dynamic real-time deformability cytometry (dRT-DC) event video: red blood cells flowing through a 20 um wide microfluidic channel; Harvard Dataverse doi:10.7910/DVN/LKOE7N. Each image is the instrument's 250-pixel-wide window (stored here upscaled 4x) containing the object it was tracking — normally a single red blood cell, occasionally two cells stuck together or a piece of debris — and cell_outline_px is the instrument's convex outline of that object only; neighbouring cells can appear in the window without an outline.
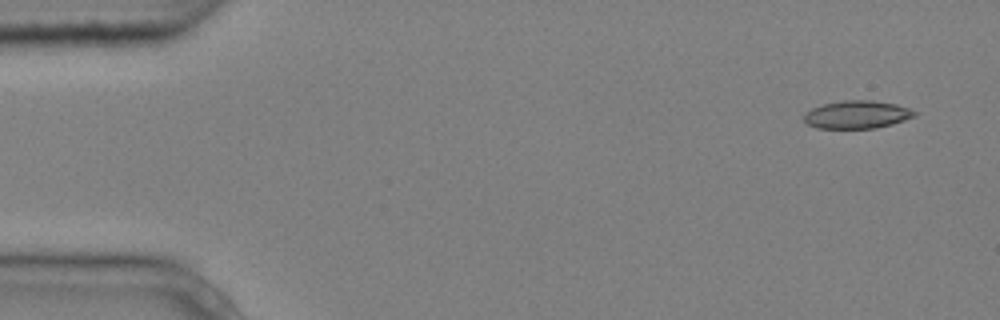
{"species": "common noctule bat (a hibernating species)", "species_latin": "Nyctalus noctula", "temperature_condition": "cold", "stored_images_in_passage": 8, "camera_frame_rate_fps": 3000, "um_per_image_px": 0.085, "animal": {"sex": "male", "body_mass_g": 20.4}, "frame": {"image": 1, "passage_image": 1, "time_ms": 0.0, "image_size_px": [1000, 320], "cell_outline_px": [[916, 116], [892, 124], [876, 128], [816, 128], [808, 124], [804, 120], [804, 112], [812, 108], [824, 104], [844, 100], [872, 100], [896, 104], [908, 108], [916, 112]], "centroid_in_image_um": [72.83, 9.74], "position_along_channel_um": 12.2, "area_um2": 17.92}}
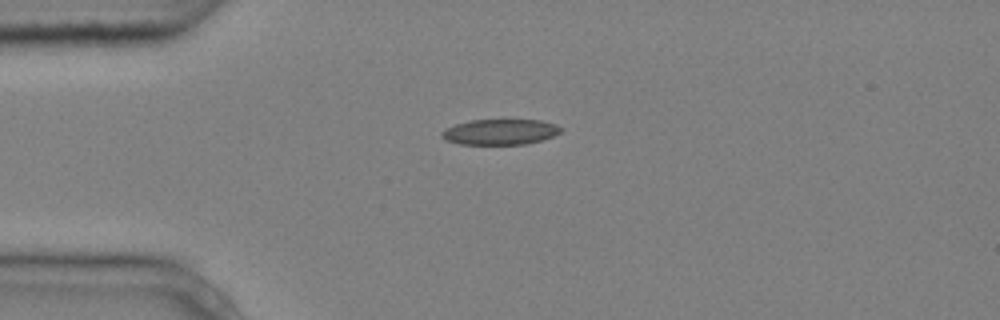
{"frame": {"image": 2, "passage_image": 4, "time_ms": 1.0, "image_size_px": [1000, 320], "cell_outline_px": [[564, 128], [560, 132], [552, 136], [540, 140], [524, 144], [460, 144], [444, 140], [440, 136], [440, 132], [444, 128], [456, 124], [472, 120], [540, 120], [556, 124]], "centroid_in_image_um": [42.47, 11.21], "position_along_channel_um": 42.5, "area_um2": 17.74}}
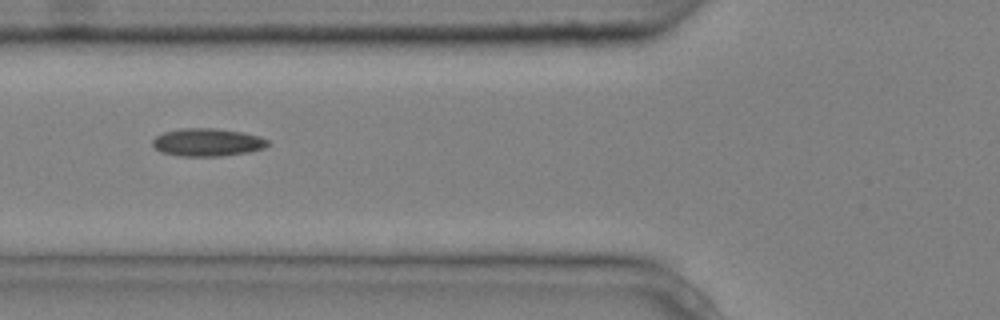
{"frame": {"image": 3, "passage_image": 6, "time_ms": 1.667, "image_size_px": [1000, 320], "cell_outline_px": [[268, 144], [264, 148], [248, 152], [224, 156], [180, 156], [160, 152], [152, 144], [152, 140], [156, 136], [164, 132], [180, 128], [212, 128], [240, 132], [260, 136], [268, 140]], "centroid_in_image_um": [17.61, 12.1], "position_along_channel_um": 108.2, "area_um2": 18.67}}